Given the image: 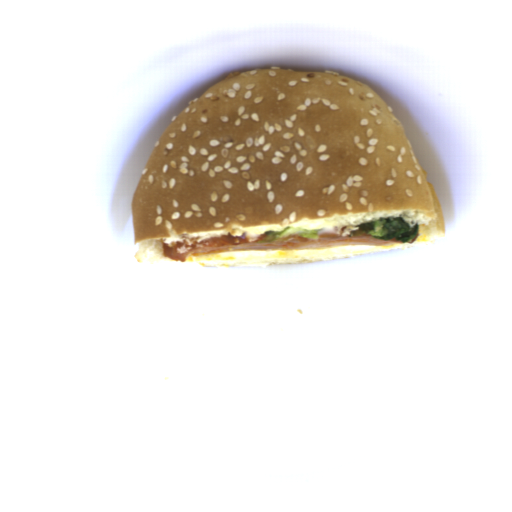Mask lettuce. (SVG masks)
Segmentation results:
<instances>
[{"instance_id":"2","label":"lettuce","mask_w":512,"mask_h":512,"mask_svg":"<svg viewBox=\"0 0 512 512\" xmlns=\"http://www.w3.org/2000/svg\"><path fill=\"white\" fill-rule=\"evenodd\" d=\"M322 229H302L298 227H285L277 231H266L264 238L257 241L259 243H265L273 240H284L290 236L298 235L302 238H311L317 239L319 238L320 232Z\"/></svg>"},{"instance_id":"1","label":"lettuce","mask_w":512,"mask_h":512,"mask_svg":"<svg viewBox=\"0 0 512 512\" xmlns=\"http://www.w3.org/2000/svg\"><path fill=\"white\" fill-rule=\"evenodd\" d=\"M420 225L409 224L399 217H391L357 224L349 237L368 235L382 240H396L408 244L419 236Z\"/></svg>"}]
</instances>
